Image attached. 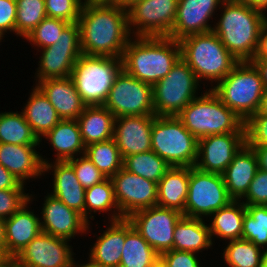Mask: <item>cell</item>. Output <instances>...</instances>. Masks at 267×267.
Instances as JSON below:
<instances>
[{
  "mask_svg": "<svg viewBox=\"0 0 267 267\" xmlns=\"http://www.w3.org/2000/svg\"><path fill=\"white\" fill-rule=\"evenodd\" d=\"M252 62L260 71L262 82L265 90L267 89V58L266 59H253Z\"/></svg>",
  "mask_w": 267,
  "mask_h": 267,
  "instance_id": "obj_52",
  "label": "cell"
},
{
  "mask_svg": "<svg viewBox=\"0 0 267 267\" xmlns=\"http://www.w3.org/2000/svg\"><path fill=\"white\" fill-rule=\"evenodd\" d=\"M176 117L197 139L216 134L245 133L242 119L211 89L193 99Z\"/></svg>",
  "mask_w": 267,
  "mask_h": 267,
  "instance_id": "obj_5",
  "label": "cell"
},
{
  "mask_svg": "<svg viewBox=\"0 0 267 267\" xmlns=\"http://www.w3.org/2000/svg\"><path fill=\"white\" fill-rule=\"evenodd\" d=\"M0 256H6V232L4 220L0 218Z\"/></svg>",
  "mask_w": 267,
  "mask_h": 267,
  "instance_id": "obj_53",
  "label": "cell"
},
{
  "mask_svg": "<svg viewBox=\"0 0 267 267\" xmlns=\"http://www.w3.org/2000/svg\"><path fill=\"white\" fill-rule=\"evenodd\" d=\"M248 4L251 7L266 11L267 9V0H238Z\"/></svg>",
  "mask_w": 267,
  "mask_h": 267,
  "instance_id": "obj_54",
  "label": "cell"
},
{
  "mask_svg": "<svg viewBox=\"0 0 267 267\" xmlns=\"http://www.w3.org/2000/svg\"><path fill=\"white\" fill-rule=\"evenodd\" d=\"M112 208L117 209L116 213L111 214L110 221H118L124 219L121 215L114 196V185L111 178L89 187L85 191V220L88 222V213L96 211H111ZM118 211V212H117Z\"/></svg>",
  "mask_w": 267,
  "mask_h": 267,
  "instance_id": "obj_35",
  "label": "cell"
},
{
  "mask_svg": "<svg viewBox=\"0 0 267 267\" xmlns=\"http://www.w3.org/2000/svg\"><path fill=\"white\" fill-rule=\"evenodd\" d=\"M178 0H140L127 9L134 37H168L176 20ZM136 27V32L131 27ZM133 31V33L131 32Z\"/></svg>",
  "mask_w": 267,
  "mask_h": 267,
  "instance_id": "obj_13",
  "label": "cell"
},
{
  "mask_svg": "<svg viewBox=\"0 0 267 267\" xmlns=\"http://www.w3.org/2000/svg\"><path fill=\"white\" fill-rule=\"evenodd\" d=\"M221 5L224 12L213 32L238 62L252 61L266 12L238 0H224Z\"/></svg>",
  "mask_w": 267,
  "mask_h": 267,
  "instance_id": "obj_2",
  "label": "cell"
},
{
  "mask_svg": "<svg viewBox=\"0 0 267 267\" xmlns=\"http://www.w3.org/2000/svg\"><path fill=\"white\" fill-rule=\"evenodd\" d=\"M115 118L155 115L153 87L129 75L123 69L116 76L103 104Z\"/></svg>",
  "mask_w": 267,
  "mask_h": 267,
  "instance_id": "obj_11",
  "label": "cell"
},
{
  "mask_svg": "<svg viewBox=\"0 0 267 267\" xmlns=\"http://www.w3.org/2000/svg\"><path fill=\"white\" fill-rule=\"evenodd\" d=\"M154 118L155 115L115 118L113 139L119 148L122 159L132 154L151 151V131Z\"/></svg>",
  "mask_w": 267,
  "mask_h": 267,
  "instance_id": "obj_18",
  "label": "cell"
},
{
  "mask_svg": "<svg viewBox=\"0 0 267 267\" xmlns=\"http://www.w3.org/2000/svg\"><path fill=\"white\" fill-rule=\"evenodd\" d=\"M96 4H115L118 5V0H88Z\"/></svg>",
  "mask_w": 267,
  "mask_h": 267,
  "instance_id": "obj_58",
  "label": "cell"
},
{
  "mask_svg": "<svg viewBox=\"0 0 267 267\" xmlns=\"http://www.w3.org/2000/svg\"><path fill=\"white\" fill-rule=\"evenodd\" d=\"M4 189H24V184L0 164V190Z\"/></svg>",
  "mask_w": 267,
  "mask_h": 267,
  "instance_id": "obj_49",
  "label": "cell"
},
{
  "mask_svg": "<svg viewBox=\"0 0 267 267\" xmlns=\"http://www.w3.org/2000/svg\"><path fill=\"white\" fill-rule=\"evenodd\" d=\"M211 90L245 123L257 113L265 88L255 64L243 61L238 62Z\"/></svg>",
  "mask_w": 267,
  "mask_h": 267,
  "instance_id": "obj_6",
  "label": "cell"
},
{
  "mask_svg": "<svg viewBox=\"0 0 267 267\" xmlns=\"http://www.w3.org/2000/svg\"><path fill=\"white\" fill-rule=\"evenodd\" d=\"M170 165L160 158L154 151L136 153L123 159V168L128 172L158 183Z\"/></svg>",
  "mask_w": 267,
  "mask_h": 267,
  "instance_id": "obj_36",
  "label": "cell"
},
{
  "mask_svg": "<svg viewBox=\"0 0 267 267\" xmlns=\"http://www.w3.org/2000/svg\"><path fill=\"white\" fill-rule=\"evenodd\" d=\"M0 267H8V257L0 256Z\"/></svg>",
  "mask_w": 267,
  "mask_h": 267,
  "instance_id": "obj_59",
  "label": "cell"
},
{
  "mask_svg": "<svg viewBox=\"0 0 267 267\" xmlns=\"http://www.w3.org/2000/svg\"><path fill=\"white\" fill-rule=\"evenodd\" d=\"M140 0H118V6L123 9L130 8L134 3L138 2Z\"/></svg>",
  "mask_w": 267,
  "mask_h": 267,
  "instance_id": "obj_56",
  "label": "cell"
},
{
  "mask_svg": "<svg viewBox=\"0 0 267 267\" xmlns=\"http://www.w3.org/2000/svg\"><path fill=\"white\" fill-rule=\"evenodd\" d=\"M229 196L222 174L203 172L190 167L189 188L185 202V217L202 219L227 206Z\"/></svg>",
  "mask_w": 267,
  "mask_h": 267,
  "instance_id": "obj_10",
  "label": "cell"
},
{
  "mask_svg": "<svg viewBox=\"0 0 267 267\" xmlns=\"http://www.w3.org/2000/svg\"><path fill=\"white\" fill-rule=\"evenodd\" d=\"M82 54L122 58L131 38L127 10L84 0L78 19ZM130 36V37H129Z\"/></svg>",
  "mask_w": 267,
  "mask_h": 267,
  "instance_id": "obj_1",
  "label": "cell"
},
{
  "mask_svg": "<svg viewBox=\"0 0 267 267\" xmlns=\"http://www.w3.org/2000/svg\"><path fill=\"white\" fill-rule=\"evenodd\" d=\"M8 267H30L20 263L16 258H8Z\"/></svg>",
  "mask_w": 267,
  "mask_h": 267,
  "instance_id": "obj_57",
  "label": "cell"
},
{
  "mask_svg": "<svg viewBox=\"0 0 267 267\" xmlns=\"http://www.w3.org/2000/svg\"><path fill=\"white\" fill-rule=\"evenodd\" d=\"M135 38L124 49L122 69L153 87L181 58L179 41L169 37Z\"/></svg>",
  "mask_w": 267,
  "mask_h": 267,
  "instance_id": "obj_3",
  "label": "cell"
},
{
  "mask_svg": "<svg viewBox=\"0 0 267 267\" xmlns=\"http://www.w3.org/2000/svg\"><path fill=\"white\" fill-rule=\"evenodd\" d=\"M0 143L39 145L40 141L26 122L23 112H4L0 113Z\"/></svg>",
  "mask_w": 267,
  "mask_h": 267,
  "instance_id": "obj_34",
  "label": "cell"
},
{
  "mask_svg": "<svg viewBox=\"0 0 267 267\" xmlns=\"http://www.w3.org/2000/svg\"><path fill=\"white\" fill-rule=\"evenodd\" d=\"M243 218L242 239L251 241L256 246H267V206L246 205Z\"/></svg>",
  "mask_w": 267,
  "mask_h": 267,
  "instance_id": "obj_39",
  "label": "cell"
},
{
  "mask_svg": "<svg viewBox=\"0 0 267 267\" xmlns=\"http://www.w3.org/2000/svg\"><path fill=\"white\" fill-rule=\"evenodd\" d=\"M241 200H232L227 206L220 208L210 216H213L209 230L211 238L218 236L224 240H235L242 238L243 218L246 205Z\"/></svg>",
  "mask_w": 267,
  "mask_h": 267,
  "instance_id": "obj_33",
  "label": "cell"
},
{
  "mask_svg": "<svg viewBox=\"0 0 267 267\" xmlns=\"http://www.w3.org/2000/svg\"><path fill=\"white\" fill-rule=\"evenodd\" d=\"M82 0H45L47 17L57 18L68 23L78 22Z\"/></svg>",
  "mask_w": 267,
  "mask_h": 267,
  "instance_id": "obj_43",
  "label": "cell"
},
{
  "mask_svg": "<svg viewBox=\"0 0 267 267\" xmlns=\"http://www.w3.org/2000/svg\"><path fill=\"white\" fill-rule=\"evenodd\" d=\"M16 0H0V38L5 32H15Z\"/></svg>",
  "mask_w": 267,
  "mask_h": 267,
  "instance_id": "obj_48",
  "label": "cell"
},
{
  "mask_svg": "<svg viewBox=\"0 0 267 267\" xmlns=\"http://www.w3.org/2000/svg\"><path fill=\"white\" fill-rule=\"evenodd\" d=\"M261 248L246 239L230 240L224 249L223 258L229 267H262Z\"/></svg>",
  "mask_w": 267,
  "mask_h": 267,
  "instance_id": "obj_38",
  "label": "cell"
},
{
  "mask_svg": "<svg viewBox=\"0 0 267 267\" xmlns=\"http://www.w3.org/2000/svg\"><path fill=\"white\" fill-rule=\"evenodd\" d=\"M160 255L126 218V236L119 267H156Z\"/></svg>",
  "mask_w": 267,
  "mask_h": 267,
  "instance_id": "obj_31",
  "label": "cell"
},
{
  "mask_svg": "<svg viewBox=\"0 0 267 267\" xmlns=\"http://www.w3.org/2000/svg\"><path fill=\"white\" fill-rule=\"evenodd\" d=\"M266 58H267V19L264 21L261 27L259 34V44L253 59H266Z\"/></svg>",
  "mask_w": 267,
  "mask_h": 267,
  "instance_id": "obj_50",
  "label": "cell"
},
{
  "mask_svg": "<svg viewBox=\"0 0 267 267\" xmlns=\"http://www.w3.org/2000/svg\"><path fill=\"white\" fill-rule=\"evenodd\" d=\"M203 219L183 216L175 225L173 232V249L197 253L212 245L209 226Z\"/></svg>",
  "mask_w": 267,
  "mask_h": 267,
  "instance_id": "obj_30",
  "label": "cell"
},
{
  "mask_svg": "<svg viewBox=\"0 0 267 267\" xmlns=\"http://www.w3.org/2000/svg\"><path fill=\"white\" fill-rule=\"evenodd\" d=\"M183 216L179 211L153 206L134 212L127 219L148 244L161 255L173 249L174 228Z\"/></svg>",
  "mask_w": 267,
  "mask_h": 267,
  "instance_id": "obj_14",
  "label": "cell"
},
{
  "mask_svg": "<svg viewBox=\"0 0 267 267\" xmlns=\"http://www.w3.org/2000/svg\"><path fill=\"white\" fill-rule=\"evenodd\" d=\"M75 267H95V266H93V265H91V264H89V263H87V264H83V265H77V264H75Z\"/></svg>",
  "mask_w": 267,
  "mask_h": 267,
  "instance_id": "obj_61",
  "label": "cell"
},
{
  "mask_svg": "<svg viewBox=\"0 0 267 267\" xmlns=\"http://www.w3.org/2000/svg\"><path fill=\"white\" fill-rule=\"evenodd\" d=\"M151 150L171 167H194L198 157V139L176 116H155Z\"/></svg>",
  "mask_w": 267,
  "mask_h": 267,
  "instance_id": "obj_7",
  "label": "cell"
},
{
  "mask_svg": "<svg viewBox=\"0 0 267 267\" xmlns=\"http://www.w3.org/2000/svg\"><path fill=\"white\" fill-rule=\"evenodd\" d=\"M248 146L267 147V116L255 113L244 124Z\"/></svg>",
  "mask_w": 267,
  "mask_h": 267,
  "instance_id": "obj_44",
  "label": "cell"
},
{
  "mask_svg": "<svg viewBox=\"0 0 267 267\" xmlns=\"http://www.w3.org/2000/svg\"><path fill=\"white\" fill-rule=\"evenodd\" d=\"M67 162L73 167L79 183L85 189L107 178L85 154L79 158L67 160Z\"/></svg>",
  "mask_w": 267,
  "mask_h": 267,
  "instance_id": "obj_42",
  "label": "cell"
},
{
  "mask_svg": "<svg viewBox=\"0 0 267 267\" xmlns=\"http://www.w3.org/2000/svg\"><path fill=\"white\" fill-rule=\"evenodd\" d=\"M263 251V266L262 267H267V249Z\"/></svg>",
  "mask_w": 267,
  "mask_h": 267,
  "instance_id": "obj_60",
  "label": "cell"
},
{
  "mask_svg": "<svg viewBox=\"0 0 267 267\" xmlns=\"http://www.w3.org/2000/svg\"><path fill=\"white\" fill-rule=\"evenodd\" d=\"M257 170V155L245 143L222 173L228 194L233 200H241L245 196Z\"/></svg>",
  "mask_w": 267,
  "mask_h": 267,
  "instance_id": "obj_25",
  "label": "cell"
},
{
  "mask_svg": "<svg viewBox=\"0 0 267 267\" xmlns=\"http://www.w3.org/2000/svg\"><path fill=\"white\" fill-rule=\"evenodd\" d=\"M126 236V218L111 221L110 227L90 249L88 263L95 267H119Z\"/></svg>",
  "mask_w": 267,
  "mask_h": 267,
  "instance_id": "obj_26",
  "label": "cell"
},
{
  "mask_svg": "<svg viewBox=\"0 0 267 267\" xmlns=\"http://www.w3.org/2000/svg\"><path fill=\"white\" fill-rule=\"evenodd\" d=\"M121 70V58L82 54L75 63L71 77L86 105H103Z\"/></svg>",
  "mask_w": 267,
  "mask_h": 267,
  "instance_id": "obj_8",
  "label": "cell"
},
{
  "mask_svg": "<svg viewBox=\"0 0 267 267\" xmlns=\"http://www.w3.org/2000/svg\"><path fill=\"white\" fill-rule=\"evenodd\" d=\"M76 120L85 146L113 138L115 116L104 105H86Z\"/></svg>",
  "mask_w": 267,
  "mask_h": 267,
  "instance_id": "obj_28",
  "label": "cell"
},
{
  "mask_svg": "<svg viewBox=\"0 0 267 267\" xmlns=\"http://www.w3.org/2000/svg\"><path fill=\"white\" fill-rule=\"evenodd\" d=\"M85 155L107 178H111L123 167V159L113 138L87 145Z\"/></svg>",
  "mask_w": 267,
  "mask_h": 267,
  "instance_id": "obj_37",
  "label": "cell"
},
{
  "mask_svg": "<svg viewBox=\"0 0 267 267\" xmlns=\"http://www.w3.org/2000/svg\"><path fill=\"white\" fill-rule=\"evenodd\" d=\"M25 203L11 217L4 220L6 232V257L15 258L33 240L41 230L40 219L34 212L28 210Z\"/></svg>",
  "mask_w": 267,
  "mask_h": 267,
  "instance_id": "obj_24",
  "label": "cell"
},
{
  "mask_svg": "<svg viewBox=\"0 0 267 267\" xmlns=\"http://www.w3.org/2000/svg\"><path fill=\"white\" fill-rule=\"evenodd\" d=\"M36 146L0 143V164L22 184L44 174V159L35 150Z\"/></svg>",
  "mask_w": 267,
  "mask_h": 267,
  "instance_id": "obj_23",
  "label": "cell"
},
{
  "mask_svg": "<svg viewBox=\"0 0 267 267\" xmlns=\"http://www.w3.org/2000/svg\"><path fill=\"white\" fill-rule=\"evenodd\" d=\"M257 113L267 116V89L264 91V94L261 98L260 106Z\"/></svg>",
  "mask_w": 267,
  "mask_h": 267,
  "instance_id": "obj_55",
  "label": "cell"
},
{
  "mask_svg": "<svg viewBox=\"0 0 267 267\" xmlns=\"http://www.w3.org/2000/svg\"><path fill=\"white\" fill-rule=\"evenodd\" d=\"M245 205H264L267 206V172L258 169L248 192L243 197Z\"/></svg>",
  "mask_w": 267,
  "mask_h": 267,
  "instance_id": "obj_46",
  "label": "cell"
},
{
  "mask_svg": "<svg viewBox=\"0 0 267 267\" xmlns=\"http://www.w3.org/2000/svg\"><path fill=\"white\" fill-rule=\"evenodd\" d=\"M68 241L40 232L15 258L30 267H75Z\"/></svg>",
  "mask_w": 267,
  "mask_h": 267,
  "instance_id": "obj_16",
  "label": "cell"
},
{
  "mask_svg": "<svg viewBox=\"0 0 267 267\" xmlns=\"http://www.w3.org/2000/svg\"><path fill=\"white\" fill-rule=\"evenodd\" d=\"M67 21L45 17L26 37L32 45L44 49L57 43L61 32L69 25Z\"/></svg>",
  "mask_w": 267,
  "mask_h": 267,
  "instance_id": "obj_41",
  "label": "cell"
},
{
  "mask_svg": "<svg viewBox=\"0 0 267 267\" xmlns=\"http://www.w3.org/2000/svg\"><path fill=\"white\" fill-rule=\"evenodd\" d=\"M199 81L180 58L170 72L153 86L155 116H177L197 96Z\"/></svg>",
  "mask_w": 267,
  "mask_h": 267,
  "instance_id": "obj_9",
  "label": "cell"
},
{
  "mask_svg": "<svg viewBox=\"0 0 267 267\" xmlns=\"http://www.w3.org/2000/svg\"><path fill=\"white\" fill-rule=\"evenodd\" d=\"M114 196L123 218L134 212L157 206L158 183L128 172L123 167L111 177Z\"/></svg>",
  "mask_w": 267,
  "mask_h": 267,
  "instance_id": "obj_15",
  "label": "cell"
},
{
  "mask_svg": "<svg viewBox=\"0 0 267 267\" xmlns=\"http://www.w3.org/2000/svg\"><path fill=\"white\" fill-rule=\"evenodd\" d=\"M42 232L69 240L77 233L89 229V222L83 216L48 194L42 208Z\"/></svg>",
  "mask_w": 267,
  "mask_h": 267,
  "instance_id": "obj_19",
  "label": "cell"
},
{
  "mask_svg": "<svg viewBox=\"0 0 267 267\" xmlns=\"http://www.w3.org/2000/svg\"><path fill=\"white\" fill-rule=\"evenodd\" d=\"M29 200L30 195L24 189L0 190V218L5 220L11 217Z\"/></svg>",
  "mask_w": 267,
  "mask_h": 267,
  "instance_id": "obj_45",
  "label": "cell"
},
{
  "mask_svg": "<svg viewBox=\"0 0 267 267\" xmlns=\"http://www.w3.org/2000/svg\"><path fill=\"white\" fill-rule=\"evenodd\" d=\"M54 173L53 192L50 194L80 213L85 219V191L79 183L73 167L67 161H55L54 165L44 159V172Z\"/></svg>",
  "mask_w": 267,
  "mask_h": 267,
  "instance_id": "obj_22",
  "label": "cell"
},
{
  "mask_svg": "<svg viewBox=\"0 0 267 267\" xmlns=\"http://www.w3.org/2000/svg\"><path fill=\"white\" fill-rule=\"evenodd\" d=\"M190 167H170L158 182L157 206L179 211L185 216Z\"/></svg>",
  "mask_w": 267,
  "mask_h": 267,
  "instance_id": "obj_27",
  "label": "cell"
},
{
  "mask_svg": "<svg viewBox=\"0 0 267 267\" xmlns=\"http://www.w3.org/2000/svg\"><path fill=\"white\" fill-rule=\"evenodd\" d=\"M36 87L63 120H76L86 106L72 77L41 80Z\"/></svg>",
  "mask_w": 267,
  "mask_h": 267,
  "instance_id": "obj_21",
  "label": "cell"
},
{
  "mask_svg": "<svg viewBox=\"0 0 267 267\" xmlns=\"http://www.w3.org/2000/svg\"><path fill=\"white\" fill-rule=\"evenodd\" d=\"M23 109L26 122L32 132L41 142L42 138L52 130L62 119L44 94L35 86Z\"/></svg>",
  "mask_w": 267,
  "mask_h": 267,
  "instance_id": "obj_29",
  "label": "cell"
},
{
  "mask_svg": "<svg viewBox=\"0 0 267 267\" xmlns=\"http://www.w3.org/2000/svg\"><path fill=\"white\" fill-rule=\"evenodd\" d=\"M224 0H178L177 15L169 38L180 40L191 34L213 31L207 22Z\"/></svg>",
  "mask_w": 267,
  "mask_h": 267,
  "instance_id": "obj_20",
  "label": "cell"
},
{
  "mask_svg": "<svg viewBox=\"0 0 267 267\" xmlns=\"http://www.w3.org/2000/svg\"><path fill=\"white\" fill-rule=\"evenodd\" d=\"M245 143V133L202 137L198 139V157L195 167L203 172L222 174Z\"/></svg>",
  "mask_w": 267,
  "mask_h": 267,
  "instance_id": "obj_17",
  "label": "cell"
},
{
  "mask_svg": "<svg viewBox=\"0 0 267 267\" xmlns=\"http://www.w3.org/2000/svg\"><path fill=\"white\" fill-rule=\"evenodd\" d=\"M16 8L15 33L24 38L47 17L45 0H16Z\"/></svg>",
  "mask_w": 267,
  "mask_h": 267,
  "instance_id": "obj_40",
  "label": "cell"
},
{
  "mask_svg": "<svg viewBox=\"0 0 267 267\" xmlns=\"http://www.w3.org/2000/svg\"><path fill=\"white\" fill-rule=\"evenodd\" d=\"M57 151L56 161H67L76 154H85V148L77 120H61L45 136ZM82 151V152H81ZM75 154V155H74Z\"/></svg>",
  "mask_w": 267,
  "mask_h": 267,
  "instance_id": "obj_32",
  "label": "cell"
},
{
  "mask_svg": "<svg viewBox=\"0 0 267 267\" xmlns=\"http://www.w3.org/2000/svg\"><path fill=\"white\" fill-rule=\"evenodd\" d=\"M196 253L187 251L170 250L160 255L162 267H200Z\"/></svg>",
  "mask_w": 267,
  "mask_h": 267,
  "instance_id": "obj_47",
  "label": "cell"
},
{
  "mask_svg": "<svg viewBox=\"0 0 267 267\" xmlns=\"http://www.w3.org/2000/svg\"><path fill=\"white\" fill-rule=\"evenodd\" d=\"M253 148L258 159V169L267 172V147L266 146H249Z\"/></svg>",
  "mask_w": 267,
  "mask_h": 267,
  "instance_id": "obj_51",
  "label": "cell"
},
{
  "mask_svg": "<svg viewBox=\"0 0 267 267\" xmlns=\"http://www.w3.org/2000/svg\"><path fill=\"white\" fill-rule=\"evenodd\" d=\"M37 68V81L71 77L75 63L82 55L80 27L78 22L70 23L60 34L57 43L42 49Z\"/></svg>",
  "mask_w": 267,
  "mask_h": 267,
  "instance_id": "obj_12",
  "label": "cell"
},
{
  "mask_svg": "<svg viewBox=\"0 0 267 267\" xmlns=\"http://www.w3.org/2000/svg\"><path fill=\"white\" fill-rule=\"evenodd\" d=\"M181 58L190 66L198 81L220 82L238 60L213 32L191 34L179 40Z\"/></svg>",
  "mask_w": 267,
  "mask_h": 267,
  "instance_id": "obj_4",
  "label": "cell"
}]
</instances>
